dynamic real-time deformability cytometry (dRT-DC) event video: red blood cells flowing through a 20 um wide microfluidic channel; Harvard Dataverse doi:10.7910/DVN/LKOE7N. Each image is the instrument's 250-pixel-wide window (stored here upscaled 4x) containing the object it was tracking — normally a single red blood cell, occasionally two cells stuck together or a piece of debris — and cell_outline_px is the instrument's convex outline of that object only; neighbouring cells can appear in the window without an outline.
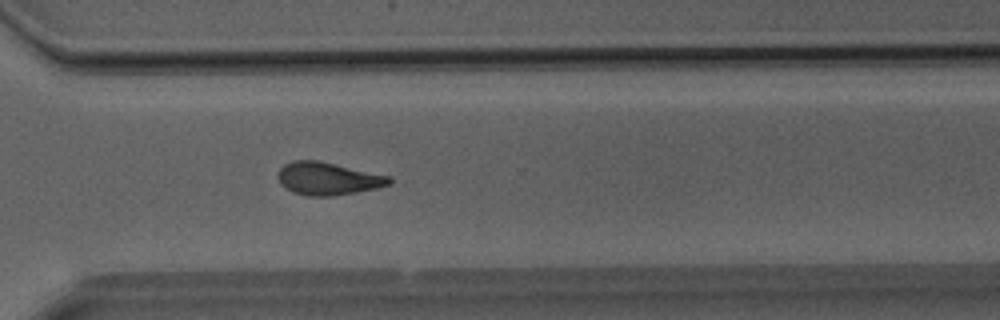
{"species": "Egyptian fruit bat (a non-hibernating species)", "species_latin": "Rousettus aegyptiacus", "temperature_condition": "room temperature", "stored_images_in_passage": 29, "camera_frame_rate_fps": 3000, "um_per_image_px": 0.085, "animal": {"sex": "male"}, "frame": {"image": 1, "passage_image": 20, "time_ms": 6.333, "image_size_px": [1000, 320], "cell_outline_px": [[392, 184], [376, 188], [356, 192], [332, 196], [308, 196], [292, 192], [284, 188], [280, 184], [276, 176], [280, 168], [284, 164], [292, 160], [316, 160], [392, 176]], "centroid_in_image_um": [27.85, 15.18], "position_along_channel_um": 342.7, "area_um2": 21.44}}
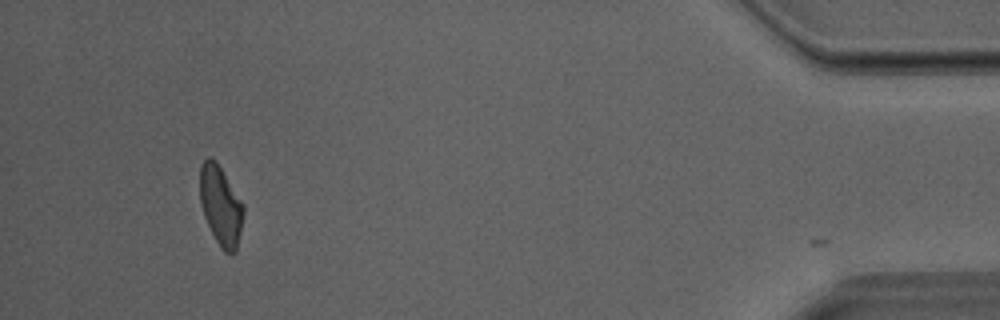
{"frame": {"image": 2, "passage_image": 28, "time_ms": 9.0, "image_size_px": [1000, 320], "cell_outline_px": [[244, 216], [236, 252], [232, 256], [224, 252], [220, 248], [204, 216], [200, 204], [200, 164], [208, 156], [216, 160], [244, 204]], "centroid_in_image_um": [18.77, 17.49], "position_along_channel_um": 416.4, "area_um2": 20.46}}